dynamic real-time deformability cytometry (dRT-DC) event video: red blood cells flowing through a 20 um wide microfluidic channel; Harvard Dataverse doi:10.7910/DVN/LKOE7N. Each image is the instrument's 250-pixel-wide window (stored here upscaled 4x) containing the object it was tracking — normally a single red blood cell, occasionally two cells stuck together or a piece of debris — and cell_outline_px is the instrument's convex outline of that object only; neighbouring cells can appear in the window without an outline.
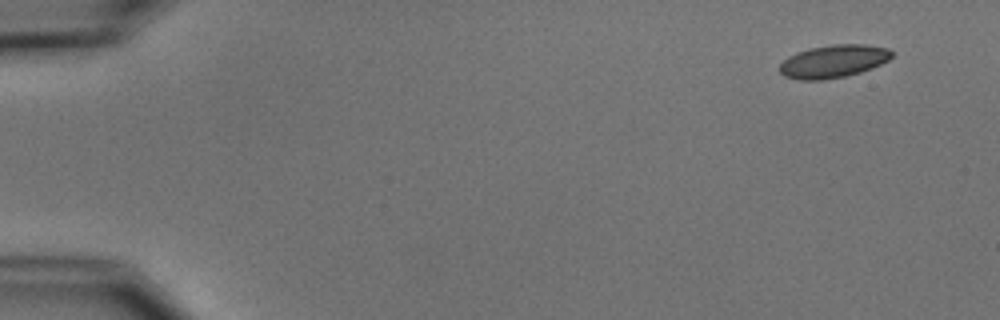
{"species": "common noctule bat (a hibernating species)", "species_latin": "Nyctalus noctula", "temperature_condition": "cold", "stored_images_in_passage": 4, "camera_frame_rate_fps": 3000, "um_per_image_px": 0.085, "animal": {"sex": "male", "body_mass_g": 15.6}, "frame": {"image": 1, "passage_image": 1, "time_ms": 0.0, "image_size_px": [1000, 320], "cell_outline_px": [[892, 56], [888, 60], [872, 68], [860, 72], [844, 76], [824, 80], [800, 80], [784, 76], [780, 72], [780, 64], [788, 56], [796, 52], [808, 48], [832, 44], [864, 44], [888, 48], [892, 52]], "centroid_in_image_um": [70.82, 5.2], "position_along_channel_um": 14.2, "area_um2": 21.5}}
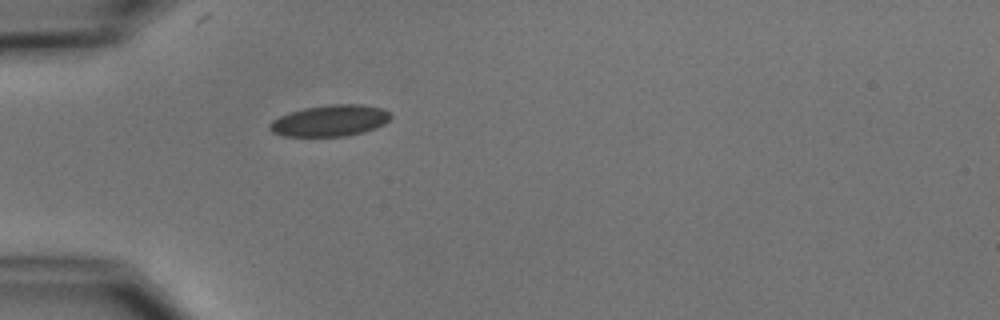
{"frame": {"image": 2, "passage_image": 4, "time_ms": 4.333, "image_size_px": [1000, 320], "cell_outline_px": [[392, 116], [384, 124], [364, 132], [344, 136], [284, 136], [272, 132], [268, 128], [268, 124], [272, 120], [288, 112], [304, 108], [328, 104], [364, 104], [380, 108], [388, 112]], "centroid_in_image_um": [28.01, 10.25], "position_along_channel_um": 57.0, "area_um2": 22.14}}